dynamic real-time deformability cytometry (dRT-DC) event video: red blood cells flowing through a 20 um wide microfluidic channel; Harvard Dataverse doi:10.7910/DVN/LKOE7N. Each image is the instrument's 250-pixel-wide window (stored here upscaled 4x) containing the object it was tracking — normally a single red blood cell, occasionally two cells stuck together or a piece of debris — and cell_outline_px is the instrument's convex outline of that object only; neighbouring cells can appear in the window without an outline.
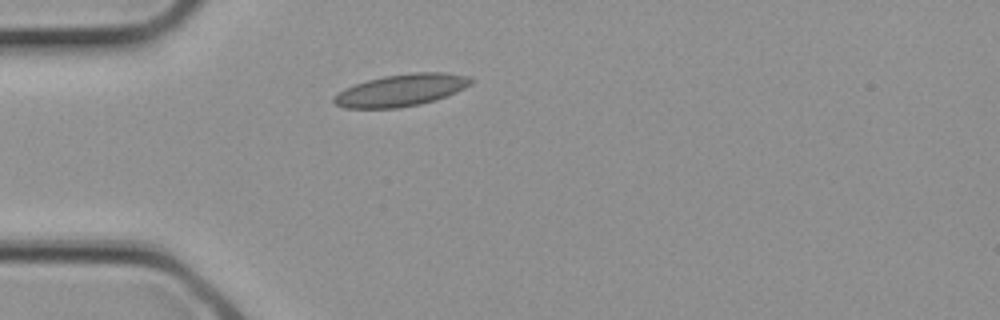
{"species": "common noctule bat (a hibernating species)", "species_latin": "Nyctalus noctula", "temperature_condition": "cold", "stored_images_in_passage": 5, "camera_frame_rate_fps": 3000, "um_per_image_px": 0.085, "animal": {"sex": "female", "body_mass_g": 21.9}, "frame": {"image": 1, "passage_image": 5, "time_ms": 1.333, "image_size_px": [1000, 320], "cell_outline_px": [[476, 80], [472, 84], [456, 92], [436, 100], [420, 104], [396, 108], [344, 108], [336, 104], [332, 100], [332, 96], [344, 88], [368, 80], [384, 76], [412, 72], [444, 72], [468, 76]], "centroid_in_image_um": [34.11, 7.66], "position_along_channel_um": 50.9, "area_um2": 25.72}}